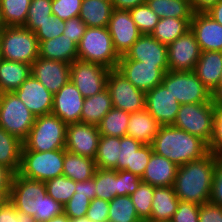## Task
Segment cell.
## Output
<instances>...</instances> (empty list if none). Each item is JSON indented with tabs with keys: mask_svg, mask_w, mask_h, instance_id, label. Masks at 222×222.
<instances>
[{
	"mask_svg": "<svg viewBox=\"0 0 222 222\" xmlns=\"http://www.w3.org/2000/svg\"><path fill=\"white\" fill-rule=\"evenodd\" d=\"M190 30L202 51L222 52V25L207 13L193 14Z\"/></svg>",
	"mask_w": 222,
	"mask_h": 222,
	"instance_id": "22",
	"label": "cell"
},
{
	"mask_svg": "<svg viewBox=\"0 0 222 222\" xmlns=\"http://www.w3.org/2000/svg\"><path fill=\"white\" fill-rule=\"evenodd\" d=\"M9 201L36 222H46L64 213V206L47 194L45 183L14 174Z\"/></svg>",
	"mask_w": 222,
	"mask_h": 222,
	"instance_id": "1",
	"label": "cell"
},
{
	"mask_svg": "<svg viewBox=\"0 0 222 222\" xmlns=\"http://www.w3.org/2000/svg\"><path fill=\"white\" fill-rule=\"evenodd\" d=\"M161 83L181 105L208 103L213 100L211 91L194 71H167Z\"/></svg>",
	"mask_w": 222,
	"mask_h": 222,
	"instance_id": "8",
	"label": "cell"
},
{
	"mask_svg": "<svg viewBox=\"0 0 222 222\" xmlns=\"http://www.w3.org/2000/svg\"><path fill=\"white\" fill-rule=\"evenodd\" d=\"M200 53L194 33L187 31L167 45L169 71H194Z\"/></svg>",
	"mask_w": 222,
	"mask_h": 222,
	"instance_id": "13",
	"label": "cell"
},
{
	"mask_svg": "<svg viewBox=\"0 0 222 222\" xmlns=\"http://www.w3.org/2000/svg\"><path fill=\"white\" fill-rule=\"evenodd\" d=\"M8 199V197L0 191V206Z\"/></svg>",
	"mask_w": 222,
	"mask_h": 222,
	"instance_id": "65",
	"label": "cell"
},
{
	"mask_svg": "<svg viewBox=\"0 0 222 222\" xmlns=\"http://www.w3.org/2000/svg\"><path fill=\"white\" fill-rule=\"evenodd\" d=\"M51 5L52 0H31L27 20L23 27L35 32L40 24L49 20V17L53 15Z\"/></svg>",
	"mask_w": 222,
	"mask_h": 222,
	"instance_id": "42",
	"label": "cell"
},
{
	"mask_svg": "<svg viewBox=\"0 0 222 222\" xmlns=\"http://www.w3.org/2000/svg\"><path fill=\"white\" fill-rule=\"evenodd\" d=\"M115 9L129 10L136 6L145 4L146 0H111Z\"/></svg>",
	"mask_w": 222,
	"mask_h": 222,
	"instance_id": "60",
	"label": "cell"
},
{
	"mask_svg": "<svg viewBox=\"0 0 222 222\" xmlns=\"http://www.w3.org/2000/svg\"><path fill=\"white\" fill-rule=\"evenodd\" d=\"M0 222H36L33 216L21 212L7 199L0 206Z\"/></svg>",
	"mask_w": 222,
	"mask_h": 222,
	"instance_id": "50",
	"label": "cell"
},
{
	"mask_svg": "<svg viewBox=\"0 0 222 222\" xmlns=\"http://www.w3.org/2000/svg\"><path fill=\"white\" fill-rule=\"evenodd\" d=\"M44 183L47 194L63 206L75 193L76 182L64 175L47 180Z\"/></svg>",
	"mask_w": 222,
	"mask_h": 222,
	"instance_id": "41",
	"label": "cell"
},
{
	"mask_svg": "<svg viewBox=\"0 0 222 222\" xmlns=\"http://www.w3.org/2000/svg\"><path fill=\"white\" fill-rule=\"evenodd\" d=\"M179 201L172 186L154 187L149 222L172 220L174 213L177 211Z\"/></svg>",
	"mask_w": 222,
	"mask_h": 222,
	"instance_id": "26",
	"label": "cell"
},
{
	"mask_svg": "<svg viewBox=\"0 0 222 222\" xmlns=\"http://www.w3.org/2000/svg\"><path fill=\"white\" fill-rule=\"evenodd\" d=\"M121 137L101 135L95 156V165L99 169L117 171V159L121 148Z\"/></svg>",
	"mask_w": 222,
	"mask_h": 222,
	"instance_id": "34",
	"label": "cell"
},
{
	"mask_svg": "<svg viewBox=\"0 0 222 222\" xmlns=\"http://www.w3.org/2000/svg\"><path fill=\"white\" fill-rule=\"evenodd\" d=\"M153 194L154 186L141 181L138 188L130 195L138 217L143 222H149L151 219Z\"/></svg>",
	"mask_w": 222,
	"mask_h": 222,
	"instance_id": "40",
	"label": "cell"
},
{
	"mask_svg": "<svg viewBox=\"0 0 222 222\" xmlns=\"http://www.w3.org/2000/svg\"><path fill=\"white\" fill-rule=\"evenodd\" d=\"M180 105L162 83L146 92L145 109L161 126L173 125Z\"/></svg>",
	"mask_w": 222,
	"mask_h": 222,
	"instance_id": "17",
	"label": "cell"
},
{
	"mask_svg": "<svg viewBox=\"0 0 222 222\" xmlns=\"http://www.w3.org/2000/svg\"><path fill=\"white\" fill-rule=\"evenodd\" d=\"M208 149L217 155H222V101H216L213 135Z\"/></svg>",
	"mask_w": 222,
	"mask_h": 222,
	"instance_id": "48",
	"label": "cell"
},
{
	"mask_svg": "<svg viewBox=\"0 0 222 222\" xmlns=\"http://www.w3.org/2000/svg\"><path fill=\"white\" fill-rule=\"evenodd\" d=\"M91 200L89 195L74 193L71 199L64 205V214L69 219L85 217Z\"/></svg>",
	"mask_w": 222,
	"mask_h": 222,
	"instance_id": "47",
	"label": "cell"
},
{
	"mask_svg": "<svg viewBox=\"0 0 222 222\" xmlns=\"http://www.w3.org/2000/svg\"><path fill=\"white\" fill-rule=\"evenodd\" d=\"M141 178L126 170L118 171V196L131 195L138 188Z\"/></svg>",
	"mask_w": 222,
	"mask_h": 222,
	"instance_id": "51",
	"label": "cell"
},
{
	"mask_svg": "<svg viewBox=\"0 0 222 222\" xmlns=\"http://www.w3.org/2000/svg\"><path fill=\"white\" fill-rule=\"evenodd\" d=\"M31 75V65L0 58V91L14 92Z\"/></svg>",
	"mask_w": 222,
	"mask_h": 222,
	"instance_id": "28",
	"label": "cell"
},
{
	"mask_svg": "<svg viewBox=\"0 0 222 222\" xmlns=\"http://www.w3.org/2000/svg\"><path fill=\"white\" fill-rule=\"evenodd\" d=\"M46 222H70V219L63 213L59 216H55V217L49 219Z\"/></svg>",
	"mask_w": 222,
	"mask_h": 222,
	"instance_id": "63",
	"label": "cell"
},
{
	"mask_svg": "<svg viewBox=\"0 0 222 222\" xmlns=\"http://www.w3.org/2000/svg\"><path fill=\"white\" fill-rule=\"evenodd\" d=\"M108 211L109 202L95 197L90 202L86 217L91 222H108Z\"/></svg>",
	"mask_w": 222,
	"mask_h": 222,
	"instance_id": "52",
	"label": "cell"
},
{
	"mask_svg": "<svg viewBox=\"0 0 222 222\" xmlns=\"http://www.w3.org/2000/svg\"><path fill=\"white\" fill-rule=\"evenodd\" d=\"M39 57L71 64L78 59L77 45L70 38L61 34L39 44Z\"/></svg>",
	"mask_w": 222,
	"mask_h": 222,
	"instance_id": "25",
	"label": "cell"
},
{
	"mask_svg": "<svg viewBox=\"0 0 222 222\" xmlns=\"http://www.w3.org/2000/svg\"><path fill=\"white\" fill-rule=\"evenodd\" d=\"M23 142L0 126V164L18 173Z\"/></svg>",
	"mask_w": 222,
	"mask_h": 222,
	"instance_id": "32",
	"label": "cell"
},
{
	"mask_svg": "<svg viewBox=\"0 0 222 222\" xmlns=\"http://www.w3.org/2000/svg\"><path fill=\"white\" fill-rule=\"evenodd\" d=\"M70 222H91V221L85 216V217L70 219Z\"/></svg>",
	"mask_w": 222,
	"mask_h": 222,
	"instance_id": "64",
	"label": "cell"
},
{
	"mask_svg": "<svg viewBox=\"0 0 222 222\" xmlns=\"http://www.w3.org/2000/svg\"><path fill=\"white\" fill-rule=\"evenodd\" d=\"M31 0H0V12L5 26H24Z\"/></svg>",
	"mask_w": 222,
	"mask_h": 222,
	"instance_id": "37",
	"label": "cell"
},
{
	"mask_svg": "<svg viewBox=\"0 0 222 222\" xmlns=\"http://www.w3.org/2000/svg\"><path fill=\"white\" fill-rule=\"evenodd\" d=\"M31 74L54 95L70 81V64L38 57L31 65Z\"/></svg>",
	"mask_w": 222,
	"mask_h": 222,
	"instance_id": "18",
	"label": "cell"
},
{
	"mask_svg": "<svg viewBox=\"0 0 222 222\" xmlns=\"http://www.w3.org/2000/svg\"><path fill=\"white\" fill-rule=\"evenodd\" d=\"M100 136L96 125L83 122L67 124L65 150L95 159Z\"/></svg>",
	"mask_w": 222,
	"mask_h": 222,
	"instance_id": "14",
	"label": "cell"
},
{
	"mask_svg": "<svg viewBox=\"0 0 222 222\" xmlns=\"http://www.w3.org/2000/svg\"><path fill=\"white\" fill-rule=\"evenodd\" d=\"M78 59L117 69L120 56L116 52L107 27H87L77 46Z\"/></svg>",
	"mask_w": 222,
	"mask_h": 222,
	"instance_id": "5",
	"label": "cell"
},
{
	"mask_svg": "<svg viewBox=\"0 0 222 222\" xmlns=\"http://www.w3.org/2000/svg\"><path fill=\"white\" fill-rule=\"evenodd\" d=\"M151 146L155 154L167 158L178 167L199 160L210 152L208 144L200 137L172 125L160 126Z\"/></svg>",
	"mask_w": 222,
	"mask_h": 222,
	"instance_id": "3",
	"label": "cell"
},
{
	"mask_svg": "<svg viewBox=\"0 0 222 222\" xmlns=\"http://www.w3.org/2000/svg\"><path fill=\"white\" fill-rule=\"evenodd\" d=\"M84 100L85 98L80 91L69 81L54 94L51 113L66 124L81 122Z\"/></svg>",
	"mask_w": 222,
	"mask_h": 222,
	"instance_id": "21",
	"label": "cell"
},
{
	"mask_svg": "<svg viewBox=\"0 0 222 222\" xmlns=\"http://www.w3.org/2000/svg\"><path fill=\"white\" fill-rule=\"evenodd\" d=\"M112 108L111 96L106 88L94 96L85 98L81 111V122L97 126Z\"/></svg>",
	"mask_w": 222,
	"mask_h": 222,
	"instance_id": "30",
	"label": "cell"
},
{
	"mask_svg": "<svg viewBox=\"0 0 222 222\" xmlns=\"http://www.w3.org/2000/svg\"><path fill=\"white\" fill-rule=\"evenodd\" d=\"M2 98H3V92L0 91V107H1Z\"/></svg>",
	"mask_w": 222,
	"mask_h": 222,
	"instance_id": "67",
	"label": "cell"
},
{
	"mask_svg": "<svg viewBox=\"0 0 222 222\" xmlns=\"http://www.w3.org/2000/svg\"><path fill=\"white\" fill-rule=\"evenodd\" d=\"M192 18H161L151 35L160 43L168 45L190 30Z\"/></svg>",
	"mask_w": 222,
	"mask_h": 222,
	"instance_id": "33",
	"label": "cell"
},
{
	"mask_svg": "<svg viewBox=\"0 0 222 222\" xmlns=\"http://www.w3.org/2000/svg\"><path fill=\"white\" fill-rule=\"evenodd\" d=\"M160 126L146 109L133 112L130 114L127 136L143 144L151 145L154 137L158 134Z\"/></svg>",
	"mask_w": 222,
	"mask_h": 222,
	"instance_id": "27",
	"label": "cell"
},
{
	"mask_svg": "<svg viewBox=\"0 0 222 222\" xmlns=\"http://www.w3.org/2000/svg\"><path fill=\"white\" fill-rule=\"evenodd\" d=\"M39 57L35 33L23 26H5L0 33V58L32 65Z\"/></svg>",
	"mask_w": 222,
	"mask_h": 222,
	"instance_id": "6",
	"label": "cell"
},
{
	"mask_svg": "<svg viewBox=\"0 0 222 222\" xmlns=\"http://www.w3.org/2000/svg\"><path fill=\"white\" fill-rule=\"evenodd\" d=\"M209 202L222 207V155L216 154V166Z\"/></svg>",
	"mask_w": 222,
	"mask_h": 222,
	"instance_id": "54",
	"label": "cell"
},
{
	"mask_svg": "<svg viewBox=\"0 0 222 222\" xmlns=\"http://www.w3.org/2000/svg\"><path fill=\"white\" fill-rule=\"evenodd\" d=\"M82 0H52V14L60 20H69L80 15Z\"/></svg>",
	"mask_w": 222,
	"mask_h": 222,
	"instance_id": "45",
	"label": "cell"
},
{
	"mask_svg": "<svg viewBox=\"0 0 222 222\" xmlns=\"http://www.w3.org/2000/svg\"><path fill=\"white\" fill-rule=\"evenodd\" d=\"M95 197L110 202L118 196V171L97 168L94 172Z\"/></svg>",
	"mask_w": 222,
	"mask_h": 222,
	"instance_id": "38",
	"label": "cell"
},
{
	"mask_svg": "<svg viewBox=\"0 0 222 222\" xmlns=\"http://www.w3.org/2000/svg\"><path fill=\"white\" fill-rule=\"evenodd\" d=\"M215 21L222 25V0H220L215 6H213L208 12Z\"/></svg>",
	"mask_w": 222,
	"mask_h": 222,
	"instance_id": "61",
	"label": "cell"
},
{
	"mask_svg": "<svg viewBox=\"0 0 222 222\" xmlns=\"http://www.w3.org/2000/svg\"><path fill=\"white\" fill-rule=\"evenodd\" d=\"M113 10V4L109 1L82 0L79 18L87 27H108Z\"/></svg>",
	"mask_w": 222,
	"mask_h": 222,
	"instance_id": "29",
	"label": "cell"
},
{
	"mask_svg": "<svg viewBox=\"0 0 222 222\" xmlns=\"http://www.w3.org/2000/svg\"><path fill=\"white\" fill-rule=\"evenodd\" d=\"M5 28V25L3 24L2 17H1V12H0V33L2 30Z\"/></svg>",
	"mask_w": 222,
	"mask_h": 222,
	"instance_id": "66",
	"label": "cell"
},
{
	"mask_svg": "<svg viewBox=\"0 0 222 222\" xmlns=\"http://www.w3.org/2000/svg\"><path fill=\"white\" fill-rule=\"evenodd\" d=\"M177 168L172 161L153 152L141 180L154 187L173 186Z\"/></svg>",
	"mask_w": 222,
	"mask_h": 222,
	"instance_id": "23",
	"label": "cell"
},
{
	"mask_svg": "<svg viewBox=\"0 0 222 222\" xmlns=\"http://www.w3.org/2000/svg\"><path fill=\"white\" fill-rule=\"evenodd\" d=\"M216 101L180 105L172 126L200 137L207 144L213 135Z\"/></svg>",
	"mask_w": 222,
	"mask_h": 222,
	"instance_id": "7",
	"label": "cell"
},
{
	"mask_svg": "<svg viewBox=\"0 0 222 222\" xmlns=\"http://www.w3.org/2000/svg\"><path fill=\"white\" fill-rule=\"evenodd\" d=\"M87 25L78 17L70 18L65 21V29L63 34L70 38L77 46L85 34Z\"/></svg>",
	"mask_w": 222,
	"mask_h": 222,
	"instance_id": "55",
	"label": "cell"
},
{
	"mask_svg": "<svg viewBox=\"0 0 222 222\" xmlns=\"http://www.w3.org/2000/svg\"><path fill=\"white\" fill-rule=\"evenodd\" d=\"M36 116L26 107L14 92L3 93L0 107V126L22 142L35 122Z\"/></svg>",
	"mask_w": 222,
	"mask_h": 222,
	"instance_id": "10",
	"label": "cell"
},
{
	"mask_svg": "<svg viewBox=\"0 0 222 222\" xmlns=\"http://www.w3.org/2000/svg\"><path fill=\"white\" fill-rule=\"evenodd\" d=\"M212 97L215 101H222V73L218 87L212 92Z\"/></svg>",
	"mask_w": 222,
	"mask_h": 222,
	"instance_id": "62",
	"label": "cell"
},
{
	"mask_svg": "<svg viewBox=\"0 0 222 222\" xmlns=\"http://www.w3.org/2000/svg\"><path fill=\"white\" fill-rule=\"evenodd\" d=\"M113 108L133 113L145 109L146 93L136 88L121 72L111 69L107 78Z\"/></svg>",
	"mask_w": 222,
	"mask_h": 222,
	"instance_id": "11",
	"label": "cell"
},
{
	"mask_svg": "<svg viewBox=\"0 0 222 222\" xmlns=\"http://www.w3.org/2000/svg\"><path fill=\"white\" fill-rule=\"evenodd\" d=\"M129 12L141 34H151L160 20L146 3L129 9Z\"/></svg>",
	"mask_w": 222,
	"mask_h": 222,
	"instance_id": "43",
	"label": "cell"
},
{
	"mask_svg": "<svg viewBox=\"0 0 222 222\" xmlns=\"http://www.w3.org/2000/svg\"><path fill=\"white\" fill-rule=\"evenodd\" d=\"M199 222H222V207L211 202L200 205Z\"/></svg>",
	"mask_w": 222,
	"mask_h": 222,
	"instance_id": "56",
	"label": "cell"
},
{
	"mask_svg": "<svg viewBox=\"0 0 222 222\" xmlns=\"http://www.w3.org/2000/svg\"><path fill=\"white\" fill-rule=\"evenodd\" d=\"M96 169L94 159L73 154L64 149V176L75 182L87 181L93 178Z\"/></svg>",
	"mask_w": 222,
	"mask_h": 222,
	"instance_id": "31",
	"label": "cell"
},
{
	"mask_svg": "<svg viewBox=\"0 0 222 222\" xmlns=\"http://www.w3.org/2000/svg\"><path fill=\"white\" fill-rule=\"evenodd\" d=\"M120 60L141 61L143 64L157 65L164 73L169 71L167 45L151 34H142Z\"/></svg>",
	"mask_w": 222,
	"mask_h": 222,
	"instance_id": "15",
	"label": "cell"
},
{
	"mask_svg": "<svg viewBox=\"0 0 222 222\" xmlns=\"http://www.w3.org/2000/svg\"><path fill=\"white\" fill-rule=\"evenodd\" d=\"M199 208V204L179 201L172 222H199Z\"/></svg>",
	"mask_w": 222,
	"mask_h": 222,
	"instance_id": "49",
	"label": "cell"
},
{
	"mask_svg": "<svg viewBox=\"0 0 222 222\" xmlns=\"http://www.w3.org/2000/svg\"><path fill=\"white\" fill-rule=\"evenodd\" d=\"M158 17L192 18L190 0H146L145 2Z\"/></svg>",
	"mask_w": 222,
	"mask_h": 222,
	"instance_id": "35",
	"label": "cell"
},
{
	"mask_svg": "<svg viewBox=\"0 0 222 222\" xmlns=\"http://www.w3.org/2000/svg\"><path fill=\"white\" fill-rule=\"evenodd\" d=\"M121 148L117 159V171L126 170L132 173L133 153L143 145L140 141L129 137H121Z\"/></svg>",
	"mask_w": 222,
	"mask_h": 222,
	"instance_id": "44",
	"label": "cell"
},
{
	"mask_svg": "<svg viewBox=\"0 0 222 222\" xmlns=\"http://www.w3.org/2000/svg\"><path fill=\"white\" fill-rule=\"evenodd\" d=\"M75 192L83 195H89V199L93 200L96 193L95 179L92 178L87 181L76 182Z\"/></svg>",
	"mask_w": 222,
	"mask_h": 222,
	"instance_id": "58",
	"label": "cell"
},
{
	"mask_svg": "<svg viewBox=\"0 0 222 222\" xmlns=\"http://www.w3.org/2000/svg\"><path fill=\"white\" fill-rule=\"evenodd\" d=\"M153 153V149L151 145L143 144L138 151L133 153L132 159V173L137 175L138 177H142Z\"/></svg>",
	"mask_w": 222,
	"mask_h": 222,
	"instance_id": "53",
	"label": "cell"
},
{
	"mask_svg": "<svg viewBox=\"0 0 222 222\" xmlns=\"http://www.w3.org/2000/svg\"><path fill=\"white\" fill-rule=\"evenodd\" d=\"M108 222H143L129 195L116 196L109 202Z\"/></svg>",
	"mask_w": 222,
	"mask_h": 222,
	"instance_id": "39",
	"label": "cell"
},
{
	"mask_svg": "<svg viewBox=\"0 0 222 222\" xmlns=\"http://www.w3.org/2000/svg\"><path fill=\"white\" fill-rule=\"evenodd\" d=\"M109 71L101 64L77 59L70 64V81L84 98L91 97L107 88Z\"/></svg>",
	"mask_w": 222,
	"mask_h": 222,
	"instance_id": "12",
	"label": "cell"
},
{
	"mask_svg": "<svg viewBox=\"0 0 222 222\" xmlns=\"http://www.w3.org/2000/svg\"><path fill=\"white\" fill-rule=\"evenodd\" d=\"M14 93L36 117L52 112L54 95L32 74Z\"/></svg>",
	"mask_w": 222,
	"mask_h": 222,
	"instance_id": "20",
	"label": "cell"
},
{
	"mask_svg": "<svg viewBox=\"0 0 222 222\" xmlns=\"http://www.w3.org/2000/svg\"><path fill=\"white\" fill-rule=\"evenodd\" d=\"M215 166L216 154L209 152L178 167L172 187L179 200L199 205L209 202Z\"/></svg>",
	"mask_w": 222,
	"mask_h": 222,
	"instance_id": "2",
	"label": "cell"
},
{
	"mask_svg": "<svg viewBox=\"0 0 222 222\" xmlns=\"http://www.w3.org/2000/svg\"><path fill=\"white\" fill-rule=\"evenodd\" d=\"M117 70L145 93L161 84L165 74L157 65L134 60H119Z\"/></svg>",
	"mask_w": 222,
	"mask_h": 222,
	"instance_id": "19",
	"label": "cell"
},
{
	"mask_svg": "<svg viewBox=\"0 0 222 222\" xmlns=\"http://www.w3.org/2000/svg\"><path fill=\"white\" fill-rule=\"evenodd\" d=\"M64 149L35 152L21 151L18 174L22 177L46 182L63 175Z\"/></svg>",
	"mask_w": 222,
	"mask_h": 222,
	"instance_id": "9",
	"label": "cell"
},
{
	"mask_svg": "<svg viewBox=\"0 0 222 222\" xmlns=\"http://www.w3.org/2000/svg\"><path fill=\"white\" fill-rule=\"evenodd\" d=\"M14 173L0 164V191L9 197Z\"/></svg>",
	"mask_w": 222,
	"mask_h": 222,
	"instance_id": "57",
	"label": "cell"
},
{
	"mask_svg": "<svg viewBox=\"0 0 222 222\" xmlns=\"http://www.w3.org/2000/svg\"><path fill=\"white\" fill-rule=\"evenodd\" d=\"M107 28L113 40L114 48L120 57L124 56L142 35L129 10L114 8Z\"/></svg>",
	"mask_w": 222,
	"mask_h": 222,
	"instance_id": "16",
	"label": "cell"
},
{
	"mask_svg": "<svg viewBox=\"0 0 222 222\" xmlns=\"http://www.w3.org/2000/svg\"><path fill=\"white\" fill-rule=\"evenodd\" d=\"M130 113L112 108L97 125L100 135L123 137L127 136Z\"/></svg>",
	"mask_w": 222,
	"mask_h": 222,
	"instance_id": "36",
	"label": "cell"
},
{
	"mask_svg": "<svg viewBox=\"0 0 222 222\" xmlns=\"http://www.w3.org/2000/svg\"><path fill=\"white\" fill-rule=\"evenodd\" d=\"M65 29V21L56 18L54 15L49 17V20L40 24V27L34 32L38 43L42 41H47L52 38H56L63 34Z\"/></svg>",
	"mask_w": 222,
	"mask_h": 222,
	"instance_id": "46",
	"label": "cell"
},
{
	"mask_svg": "<svg viewBox=\"0 0 222 222\" xmlns=\"http://www.w3.org/2000/svg\"><path fill=\"white\" fill-rule=\"evenodd\" d=\"M194 72L212 93L218 87L222 73V52L202 51Z\"/></svg>",
	"mask_w": 222,
	"mask_h": 222,
	"instance_id": "24",
	"label": "cell"
},
{
	"mask_svg": "<svg viewBox=\"0 0 222 222\" xmlns=\"http://www.w3.org/2000/svg\"><path fill=\"white\" fill-rule=\"evenodd\" d=\"M220 0H190V6L194 14L207 13Z\"/></svg>",
	"mask_w": 222,
	"mask_h": 222,
	"instance_id": "59",
	"label": "cell"
},
{
	"mask_svg": "<svg viewBox=\"0 0 222 222\" xmlns=\"http://www.w3.org/2000/svg\"><path fill=\"white\" fill-rule=\"evenodd\" d=\"M67 124L52 113L37 116L23 141L22 151L46 152L65 149Z\"/></svg>",
	"mask_w": 222,
	"mask_h": 222,
	"instance_id": "4",
	"label": "cell"
}]
</instances>
